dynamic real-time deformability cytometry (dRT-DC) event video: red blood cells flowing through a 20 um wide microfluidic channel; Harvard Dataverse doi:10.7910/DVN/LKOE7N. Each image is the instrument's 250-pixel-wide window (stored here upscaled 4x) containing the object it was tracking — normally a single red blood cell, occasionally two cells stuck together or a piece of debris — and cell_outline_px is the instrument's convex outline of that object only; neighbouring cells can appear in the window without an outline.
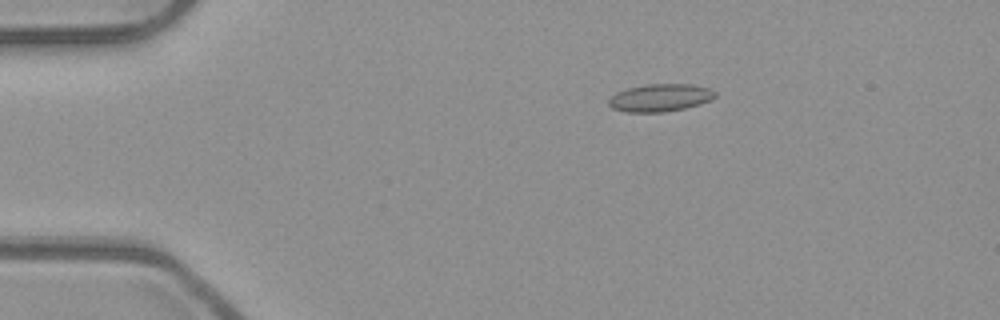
{"species": "common noctule bat (a hibernating species)", "species_latin": "Nyctalus noctula", "temperature_condition": "room temperature", "stored_images_in_passage": 47, "camera_frame_rate_fps": 3000, "um_per_image_px": 0.085, "animal": {"sex": "male", "body_mass_g": 23.1, "forearm_length_mm": 52.7}, "frame": {"image": 1, "passage_image": 4, "time_ms": 1.0, "image_size_px": [1000, 320], "cell_outline_px": [[716, 96], [712, 100], [700, 104], [684, 108], [664, 112], [628, 112], [612, 108], [608, 104], [608, 100], [616, 92], [628, 88], [648, 84], [692, 84], [708, 88], [716, 92]], "centroid_in_image_um": [56.13, 8.3], "position_along_channel_um": 28.9, "area_um2": 17.11}}
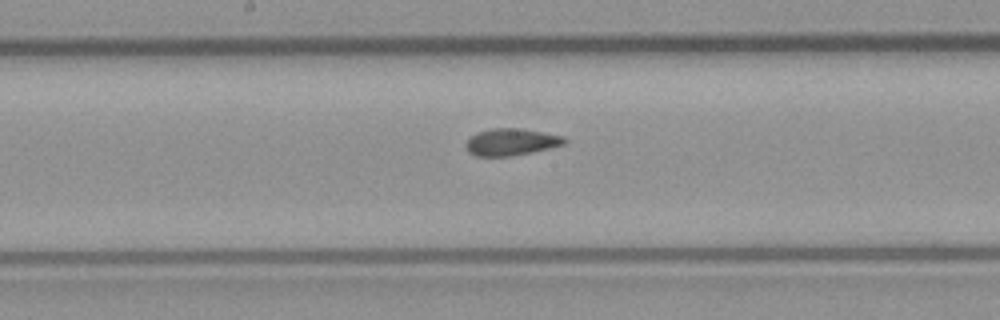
{"frame": {"image": 2, "passage_image": 22, "time_ms": 7.0, "image_size_px": [1000, 320], "cell_outline_px": [[568, 140], [564, 144], [532, 152], [512, 156], [476, 156], [468, 152], [464, 144], [476, 132], [492, 128], [520, 128], [564, 136]], "centroid_in_image_um": [43.43, 12.07], "position_along_channel_um": 204.8, "area_um2": 15.49}}
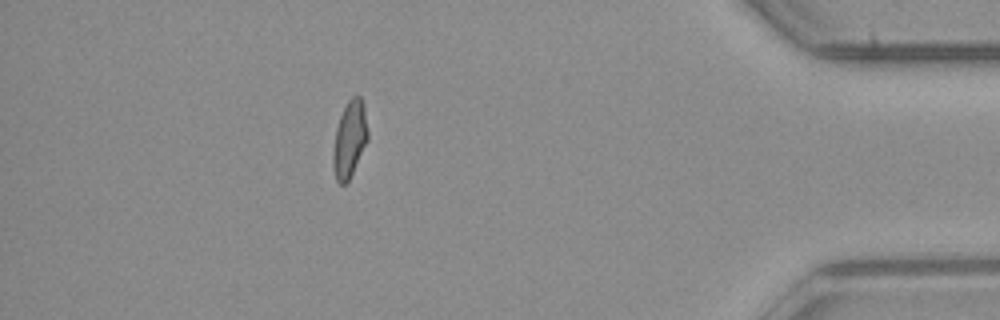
{"frame": {"image": 3, "passage_image": 41, "time_ms": 13.333, "image_size_px": [1000, 320], "cell_outline_px": [[368, 140], [348, 180], [344, 184], [340, 184], [336, 180], [332, 164], [332, 152], [336, 128], [340, 116], [348, 100], [352, 96], [360, 96], [364, 104], [368, 132]], "centroid_in_image_um": [29.71, 11.81], "position_along_channel_um": 405.5, "area_um2": 15.43}, "authors_computed_cell_mechanics": {"area_um2": 15.6638, "velocity_mm_per_s": 3.949, "shape_relaxation_time_tau1_ms": null, "shape_relaxation_time_tau2_ms": 2.8407, "deformation_change_tau1": null, "deformation_change_tau2": 0.0789}}